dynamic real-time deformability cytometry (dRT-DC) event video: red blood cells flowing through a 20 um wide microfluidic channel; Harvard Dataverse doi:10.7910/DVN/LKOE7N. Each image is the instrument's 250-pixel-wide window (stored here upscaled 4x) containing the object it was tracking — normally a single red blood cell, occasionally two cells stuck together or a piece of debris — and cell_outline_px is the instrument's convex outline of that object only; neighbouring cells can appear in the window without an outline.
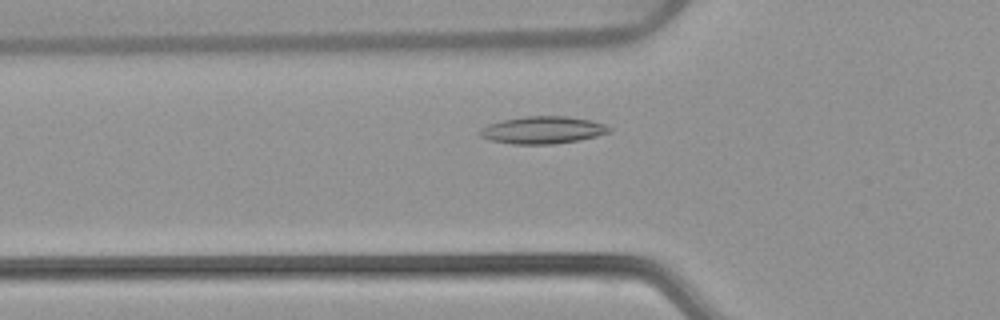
{"species": "common noctule bat (a hibernating species)", "species_latin": "Nyctalus noctula", "temperature_condition": "warm", "stored_images_in_passage": 48, "camera_frame_rate_fps": 3000, "um_per_image_px": 0.085, "animal": {"sex": "female", "body_mass_g": 22.7, "forearm_length_mm": 54.2}, "frame": {"image": 1, "passage_image": 13, "time_ms": 4.0, "image_size_px": [1000, 320], "cell_outline_px": [[612, 132], [580, 140], [552, 144], [512, 144], [492, 140], [480, 136], [476, 132], [480, 128], [488, 124], [500, 120], [524, 116], [568, 116], [588, 120], [604, 124], [612, 128]], "centroid_in_image_um": [46.1, 11.05], "position_along_channel_um": 79.7, "area_um2": 20.75}}
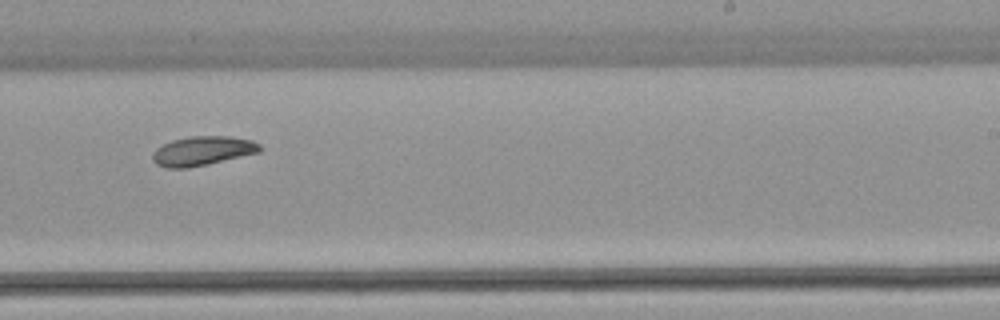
{"frame": {"image": 2, "passage_image": 28, "time_ms": 9.0, "image_size_px": [1000, 320], "cell_outline_px": [[260, 152], [208, 164], [188, 168], [164, 168], [156, 164], [152, 160], [152, 152], [156, 148], [172, 140], [188, 136], [228, 136], [252, 140], [260, 144]], "centroid_in_image_um": [17.18, 12.83], "position_along_channel_um": 271.8, "area_um2": 18.38}}
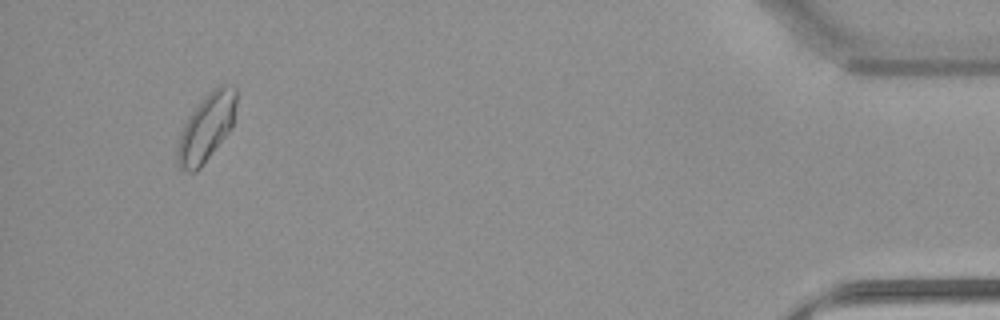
{"frame": {"image": 3, "passage_image": 45, "time_ms": 14.667, "image_size_px": [1000, 320], "cell_outline_px": [[236, 104], [232, 128], [200, 168], [196, 172], [188, 172], [180, 168], [176, 160], [176, 148], [184, 124], [188, 116], [212, 88], [220, 84], [224, 84], [236, 88]], "centroid_in_image_um": [17.54, 10.85], "position_along_channel_um": 417.7, "area_um2": 23.12}}